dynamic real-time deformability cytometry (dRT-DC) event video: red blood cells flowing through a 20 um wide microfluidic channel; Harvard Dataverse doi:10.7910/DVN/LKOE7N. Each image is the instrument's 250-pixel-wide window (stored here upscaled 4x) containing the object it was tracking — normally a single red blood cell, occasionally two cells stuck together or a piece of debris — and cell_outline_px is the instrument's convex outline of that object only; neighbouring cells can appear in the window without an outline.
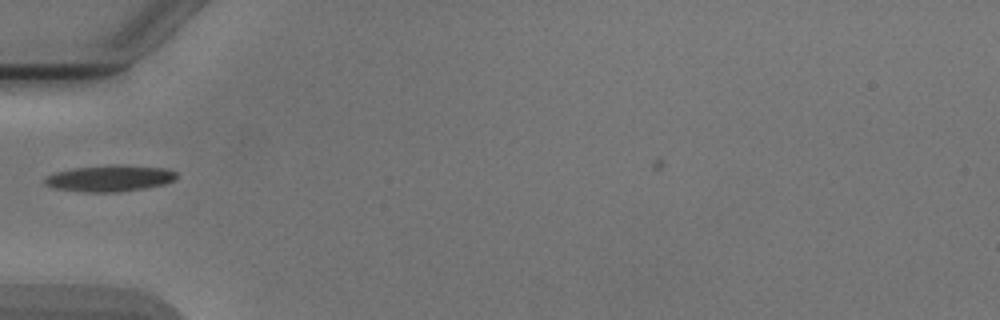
{"species": "Egyptian fruit bat (a non-hibernating species)", "species_latin": "Rousettus aegyptiacus", "temperature_condition": "cold", "stored_images_in_passage": 3, "camera_frame_rate_fps": 3000, "um_per_image_px": 0.085, "animal": {"sex": "male"}, "frame": {"image": 1, "passage_image": 2, "time_ms": 1.0, "image_size_px": [1000, 320], "cell_outline_px": [[176, 176], [172, 180], [164, 184], [144, 188], [120, 192], [84, 192], [56, 188], [44, 184], [44, 176], [56, 172], [72, 168], [164, 168], [176, 172]], "centroid_in_image_um": [9.23, 15.22], "position_along_channel_um": 75.8, "area_um2": 18.84}}